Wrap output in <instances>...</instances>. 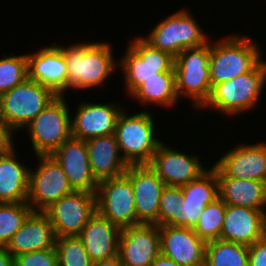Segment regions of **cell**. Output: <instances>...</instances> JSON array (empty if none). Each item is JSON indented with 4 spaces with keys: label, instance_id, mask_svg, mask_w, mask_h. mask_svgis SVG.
I'll use <instances>...</instances> for the list:
<instances>
[{
    "label": "cell",
    "instance_id": "cell-20",
    "mask_svg": "<svg viewBox=\"0 0 266 266\" xmlns=\"http://www.w3.org/2000/svg\"><path fill=\"white\" fill-rule=\"evenodd\" d=\"M122 107L114 103L98 104L81 102L71 120L72 137L87 140L115 134L116 123Z\"/></svg>",
    "mask_w": 266,
    "mask_h": 266
},
{
    "label": "cell",
    "instance_id": "cell-13",
    "mask_svg": "<svg viewBox=\"0 0 266 266\" xmlns=\"http://www.w3.org/2000/svg\"><path fill=\"white\" fill-rule=\"evenodd\" d=\"M95 212L96 195L81 190L63 196L44 211L56 237L78 236Z\"/></svg>",
    "mask_w": 266,
    "mask_h": 266
},
{
    "label": "cell",
    "instance_id": "cell-33",
    "mask_svg": "<svg viewBox=\"0 0 266 266\" xmlns=\"http://www.w3.org/2000/svg\"><path fill=\"white\" fill-rule=\"evenodd\" d=\"M28 78L27 54L0 59V95Z\"/></svg>",
    "mask_w": 266,
    "mask_h": 266
},
{
    "label": "cell",
    "instance_id": "cell-34",
    "mask_svg": "<svg viewBox=\"0 0 266 266\" xmlns=\"http://www.w3.org/2000/svg\"><path fill=\"white\" fill-rule=\"evenodd\" d=\"M14 266H58L56 249L19 254L14 257Z\"/></svg>",
    "mask_w": 266,
    "mask_h": 266
},
{
    "label": "cell",
    "instance_id": "cell-32",
    "mask_svg": "<svg viewBox=\"0 0 266 266\" xmlns=\"http://www.w3.org/2000/svg\"><path fill=\"white\" fill-rule=\"evenodd\" d=\"M58 266H92L93 262L78 236L57 237Z\"/></svg>",
    "mask_w": 266,
    "mask_h": 266
},
{
    "label": "cell",
    "instance_id": "cell-10",
    "mask_svg": "<svg viewBox=\"0 0 266 266\" xmlns=\"http://www.w3.org/2000/svg\"><path fill=\"white\" fill-rule=\"evenodd\" d=\"M120 60L127 94L131 95L143 82L161 72L175 71V57L153 48L142 37L135 38Z\"/></svg>",
    "mask_w": 266,
    "mask_h": 266
},
{
    "label": "cell",
    "instance_id": "cell-9",
    "mask_svg": "<svg viewBox=\"0 0 266 266\" xmlns=\"http://www.w3.org/2000/svg\"><path fill=\"white\" fill-rule=\"evenodd\" d=\"M186 9L171 14L156 27L149 36L142 37L153 48L176 57L187 48L205 45L210 40Z\"/></svg>",
    "mask_w": 266,
    "mask_h": 266
},
{
    "label": "cell",
    "instance_id": "cell-24",
    "mask_svg": "<svg viewBox=\"0 0 266 266\" xmlns=\"http://www.w3.org/2000/svg\"><path fill=\"white\" fill-rule=\"evenodd\" d=\"M120 233L119 226L96 211L78 237L94 263L118 255Z\"/></svg>",
    "mask_w": 266,
    "mask_h": 266
},
{
    "label": "cell",
    "instance_id": "cell-5",
    "mask_svg": "<svg viewBox=\"0 0 266 266\" xmlns=\"http://www.w3.org/2000/svg\"><path fill=\"white\" fill-rule=\"evenodd\" d=\"M150 112L128 116L119 114L115 136L122 157L129 165L149 164L161 141L155 138V127Z\"/></svg>",
    "mask_w": 266,
    "mask_h": 266
},
{
    "label": "cell",
    "instance_id": "cell-28",
    "mask_svg": "<svg viewBox=\"0 0 266 266\" xmlns=\"http://www.w3.org/2000/svg\"><path fill=\"white\" fill-rule=\"evenodd\" d=\"M141 103L172 107L178 102L175 71L161 72L143 82L131 95Z\"/></svg>",
    "mask_w": 266,
    "mask_h": 266
},
{
    "label": "cell",
    "instance_id": "cell-35",
    "mask_svg": "<svg viewBox=\"0 0 266 266\" xmlns=\"http://www.w3.org/2000/svg\"><path fill=\"white\" fill-rule=\"evenodd\" d=\"M248 266H266V236L249 246Z\"/></svg>",
    "mask_w": 266,
    "mask_h": 266
},
{
    "label": "cell",
    "instance_id": "cell-17",
    "mask_svg": "<svg viewBox=\"0 0 266 266\" xmlns=\"http://www.w3.org/2000/svg\"><path fill=\"white\" fill-rule=\"evenodd\" d=\"M200 162L198 155L184 154L161 142L148 165L166 186L181 187L206 171Z\"/></svg>",
    "mask_w": 266,
    "mask_h": 266
},
{
    "label": "cell",
    "instance_id": "cell-26",
    "mask_svg": "<svg viewBox=\"0 0 266 266\" xmlns=\"http://www.w3.org/2000/svg\"><path fill=\"white\" fill-rule=\"evenodd\" d=\"M219 198L226 205L265 210L266 183L260 180L217 177Z\"/></svg>",
    "mask_w": 266,
    "mask_h": 266
},
{
    "label": "cell",
    "instance_id": "cell-39",
    "mask_svg": "<svg viewBox=\"0 0 266 266\" xmlns=\"http://www.w3.org/2000/svg\"><path fill=\"white\" fill-rule=\"evenodd\" d=\"M92 266H124L119 255H116L109 259L94 262Z\"/></svg>",
    "mask_w": 266,
    "mask_h": 266
},
{
    "label": "cell",
    "instance_id": "cell-25",
    "mask_svg": "<svg viewBox=\"0 0 266 266\" xmlns=\"http://www.w3.org/2000/svg\"><path fill=\"white\" fill-rule=\"evenodd\" d=\"M90 167L98 182L126 173L129 164L122 155L115 134L85 140Z\"/></svg>",
    "mask_w": 266,
    "mask_h": 266
},
{
    "label": "cell",
    "instance_id": "cell-38",
    "mask_svg": "<svg viewBox=\"0 0 266 266\" xmlns=\"http://www.w3.org/2000/svg\"><path fill=\"white\" fill-rule=\"evenodd\" d=\"M150 266H181L178 265L174 260L168 258L161 253L155 258Z\"/></svg>",
    "mask_w": 266,
    "mask_h": 266
},
{
    "label": "cell",
    "instance_id": "cell-14",
    "mask_svg": "<svg viewBox=\"0 0 266 266\" xmlns=\"http://www.w3.org/2000/svg\"><path fill=\"white\" fill-rule=\"evenodd\" d=\"M135 195L137 225L156 224L159 227V203L166 184L148 165H129L125 173Z\"/></svg>",
    "mask_w": 266,
    "mask_h": 266
},
{
    "label": "cell",
    "instance_id": "cell-1",
    "mask_svg": "<svg viewBox=\"0 0 266 266\" xmlns=\"http://www.w3.org/2000/svg\"><path fill=\"white\" fill-rule=\"evenodd\" d=\"M217 198L218 180L213 167L181 187L165 186L159 203V227L194 228L206 206Z\"/></svg>",
    "mask_w": 266,
    "mask_h": 266
},
{
    "label": "cell",
    "instance_id": "cell-15",
    "mask_svg": "<svg viewBox=\"0 0 266 266\" xmlns=\"http://www.w3.org/2000/svg\"><path fill=\"white\" fill-rule=\"evenodd\" d=\"M160 253L156 224L141 223L121 229L118 255L124 266H150Z\"/></svg>",
    "mask_w": 266,
    "mask_h": 266
},
{
    "label": "cell",
    "instance_id": "cell-8",
    "mask_svg": "<svg viewBox=\"0 0 266 266\" xmlns=\"http://www.w3.org/2000/svg\"><path fill=\"white\" fill-rule=\"evenodd\" d=\"M70 111L64 96H57L25 127L36 155H51L72 137Z\"/></svg>",
    "mask_w": 266,
    "mask_h": 266
},
{
    "label": "cell",
    "instance_id": "cell-30",
    "mask_svg": "<svg viewBox=\"0 0 266 266\" xmlns=\"http://www.w3.org/2000/svg\"><path fill=\"white\" fill-rule=\"evenodd\" d=\"M32 212L27 202L0 203V245L7 246Z\"/></svg>",
    "mask_w": 266,
    "mask_h": 266
},
{
    "label": "cell",
    "instance_id": "cell-31",
    "mask_svg": "<svg viewBox=\"0 0 266 266\" xmlns=\"http://www.w3.org/2000/svg\"><path fill=\"white\" fill-rule=\"evenodd\" d=\"M226 206L220 198L206 206L200 215L198 223L193 228L201 239L206 242L220 239Z\"/></svg>",
    "mask_w": 266,
    "mask_h": 266
},
{
    "label": "cell",
    "instance_id": "cell-18",
    "mask_svg": "<svg viewBox=\"0 0 266 266\" xmlns=\"http://www.w3.org/2000/svg\"><path fill=\"white\" fill-rule=\"evenodd\" d=\"M161 254L181 266H205L207 242L189 227H159Z\"/></svg>",
    "mask_w": 266,
    "mask_h": 266
},
{
    "label": "cell",
    "instance_id": "cell-27",
    "mask_svg": "<svg viewBox=\"0 0 266 266\" xmlns=\"http://www.w3.org/2000/svg\"><path fill=\"white\" fill-rule=\"evenodd\" d=\"M29 171L15 157L14 148L0 155V203L27 202Z\"/></svg>",
    "mask_w": 266,
    "mask_h": 266
},
{
    "label": "cell",
    "instance_id": "cell-21",
    "mask_svg": "<svg viewBox=\"0 0 266 266\" xmlns=\"http://www.w3.org/2000/svg\"><path fill=\"white\" fill-rule=\"evenodd\" d=\"M28 78L64 96L67 83V62L60 46H48L27 54Z\"/></svg>",
    "mask_w": 266,
    "mask_h": 266
},
{
    "label": "cell",
    "instance_id": "cell-16",
    "mask_svg": "<svg viewBox=\"0 0 266 266\" xmlns=\"http://www.w3.org/2000/svg\"><path fill=\"white\" fill-rule=\"evenodd\" d=\"M213 168L217 177L260 180L266 183V143L237 145L220 157Z\"/></svg>",
    "mask_w": 266,
    "mask_h": 266
},
{
    "label": "cell",
    "instance_id": "cell-7",
    "mask_svg": "<svg viewBox=\"0 0 266 266\" xmlns=\"http://www.w3.org/2000/svg\"><path fill=\"white\" fill-rule=\"evenodd\" d=\"M56 97L50 88L27 78L0 95V116L14 132L24 129Z\"/></svg>",
    "mask_w": 266,
    "mask_h": 266
},
{
    "label": "cell",
    "instance_id": "cell-22",
    "mask_svg": "<svg viewBox=\"0 0 266 266\" xmlns=\"http://www.w3.org/2000/svg\"><path fill=\"white\" fill-rule=\"evenodd\" d=\"M266 236V211L227 205L220 239L251 246Z\"/></svg>",
    "mask_w": 266,
    "mask_h": 266
},
{
    "label": "cell",
    "instance_id": "cell-6",
    "mask_svg": "<svg viewBox=\"0 0 266 266\" xmlns=\"http://www.w3.org/2000/svg\"><path fill=\"white\" fill-rule=\"evenodd\" d=\"M210 44L187 48L175 57L176 90L178 97L184 95L194 101L192 105L202 108L209 100L212 86L210 78Z\"/></svg>",
    "mask_w": 266,
    "mask_h": 266
},
{
    "label": "cell",
    "instance_id": "cell-3",
    "mask_svg": "<svg viewBox=\"0 0 266 266\" xmlns=\"http://www.w3.org/2000/svg\"><path fill=\"white\" fill-rule=\"evenodd\" d=\"M266 83V61L263 59L250 71L212 88L209 100L202 107H209L226 115H237L257 107Z\"/></svg>",
    "mask_w": 266,
    "mask_h": 266
},
{
    "label": "cell",
    "instance_id": "cell-29",
    "mask_svg": "<svg viewBox=\"0 0 266 266\" xmlns=\"http://www.w3.org/2000/svg\"><path fill=\"white\" fill-rule=\"evenodd\" d=\"M249 246L221 239L207 242L205 266H248Z\"/></svg>",
    "mask_w": 266,
    "mask_h": 266
},
{
    "label": "cell",
    "instance_id": "cell-12",
    "mask_svg": "<svg viewBox=\"0 0 266 266\" xmlns=\"http://www.w3.org/2000/svg\"><path fill=\"white\" fill-rule=\"evenodd\" d=\"M95 195L96 211L111 223L121 229L137 225L134 190L126 174L100 181Z\"/></svg>",
    "mask_w": 266,
    "mask_h": 266
},
{
    "label": "cell",
    "instance_id": "cell-2",
    "mask_svg": "<svg viewBox=\"0 0 266 266\" xmlns=\"http://www.w3.org/2000/svg\"><path fill=\"white\" fill-rule=\"evenodd\" d=\"M67 62L66 89H89L100 86L114 72L111 45L107 42L76 43L60 46Z\"/></svg>",
    "mask_w": 266,
    "mask_h": 266
},
{
    "label": "cell",
    "instance_id": "cell-19",
    "mask_svg": "<svg viewBox=\"0 0 266 266\" xmlns=\"http://www.w3.org/2000/svg\"><path fill=\"white\" fill-rule=\"evenodd\" d=\"M74 190L95 194L99 182L92 173L85 140L71 137L52 154Z\"/></svg>",
    "mask_w": 266,
    "mask_h": 266
},
{
    "label": "cell",
    "instance_id": "cell-11",
    "mask_svg": "<svg viewBox=\"0 0 266 266\" xmlns=\"http://www.w3.org/2000/svg\"><path fill=\"white\" fill-rule=\"evenodd\" d=\"M40 163L29 171L27 203L33 212H44L55 201L74 191L61 166L51 155H37Z\"/></svg>",
    "mask_w": 266,
    "mask_h": 266
},
{
    "label": "cell",
    "instance_id": "cell-36",
    "mask_svg": "<svg viewBox=\"0 0 266 266\" xmlns=\"http://www.w3.org/2000/svg\"><path fill=\"white\" fill-rule=\"evenodd\" d=\"M14 131L0 116V155L9 152L14 148L12 133Z\"/></svg>",
    "mask_w": 266,
    "mask_h": 266
},
{
    "label": "cell",
    "instance_id": "cell-37",
    "mask_svg": "<svg viewBox=\"0 0 266 266\" xmlns=\"http://www.w3.org/2000/svg\"><path fill=\"white\" fill-rule=\"evenodd\" d=\"M0 266H14V257L7 251L6 246L0 245Z\"/></svg>",
    "mask_w": 266,
    "mask_h": 266
},
{
    "label": "cell",
    "instance_id": "cell-23",
    "mask_svg": "<svg viewBox=\"0 0 266 266\" xmlns=\"http://www.w3.org/2000/svg\"><path fill=\"white\" fill-rule=\"evenodd\" d=\"M56 238L48 216L44 212H32L6 248L15 257L22 253L54 248Z\"/></svg>",
    "mask_w": 266,
    "mask_h": 266
},
{
    "label": "cell",
    "instance_id": "cell-4",
    "mask_svg": "<svg viewBox=\"0 0 266 266\" xmlns=\"http://www.w3.org/2000/svg\"><path fill=\"white\" fill-rule=\"evenodd\" d=\"M246 36H229L210 45V78L212 88L222 82L250 72L262 59L257 44Z\"/></svg>",
    "mask_w": 266,
    "mask_h": 266
}]
</instances>
